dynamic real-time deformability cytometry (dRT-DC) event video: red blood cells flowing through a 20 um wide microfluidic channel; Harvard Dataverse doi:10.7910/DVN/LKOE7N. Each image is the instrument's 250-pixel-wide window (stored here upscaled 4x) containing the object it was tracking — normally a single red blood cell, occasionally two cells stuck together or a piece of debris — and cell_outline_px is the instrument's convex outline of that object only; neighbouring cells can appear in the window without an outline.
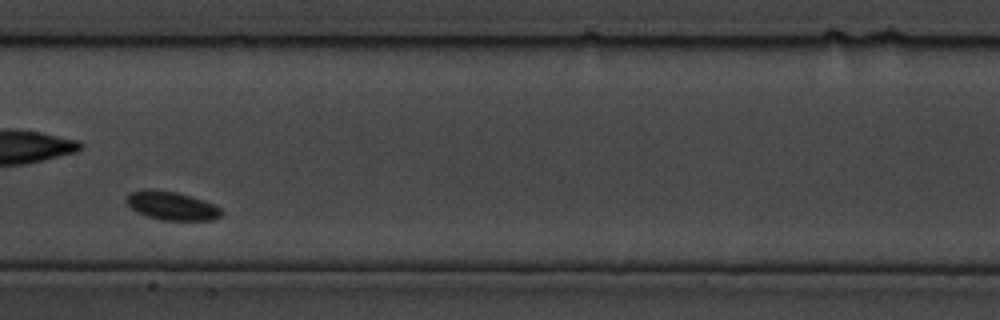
{"species": "common noctule bat (a hibernating species)", "species_latin": "Nyctalus noctula", "temperature_condition": "cold", "stored_images_in_passage": 13, "camera_frame_rate_fps": 3000, "um_per_image_px": 0.085, "animal": {"sex": "male", "body_mass_g": 19.5, "forearm_length_mm": 54.6}, "frame": {"image": 1, "passage_image": 8, "time_ms": 2.333, "image_size_px": [1000, 320], "cell_outline_px": [[224, 212], [220, 216], [212, 220], [160, 220], [136, 212], [128, 204], [128, 196], [132, 192], [144, 188], [148, 188], [176, 192], [216, 204]], "centroid_in_image_um": [14.63, 17.49], "position_along_channel_um": 192.8, "area_um2": 15.72}}
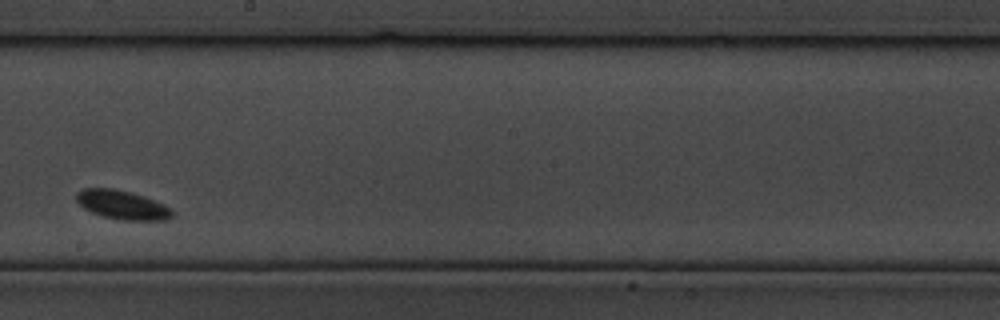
{"frame": {"image": 2, "passage_image": 10, "time_ms": 3.0, "image_size_px": [1000, 320], "cell_outline_px": [[172, 216], [168, 220], [124, 220], [100, 216], [84, 208], [76, 200], [76, 192], [84, 188], [112, 188], [144, 196], [164, 204], [172, 208]], "centroid_in_image_um": [10.39, 17.42], "position_along_channel_um": 237.8, "area_um2": 16.13}}